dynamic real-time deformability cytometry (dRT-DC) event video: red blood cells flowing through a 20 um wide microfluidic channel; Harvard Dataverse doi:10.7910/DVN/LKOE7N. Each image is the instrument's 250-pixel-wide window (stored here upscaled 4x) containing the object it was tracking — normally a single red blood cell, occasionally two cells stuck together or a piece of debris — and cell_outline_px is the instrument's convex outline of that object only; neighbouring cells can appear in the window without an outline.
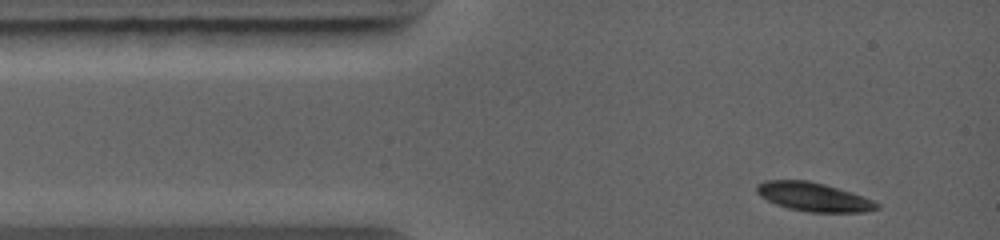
{"species": "common noctule bat (a hibernating species)", "species_latin": "Nyctalus noctula", "temperature_condition": "warm", "stored_images_in_passage": 28, "camera_frame_rate_fps": 5000, "um_per_image_px": 0.085, "animal": {"sex": "female", "body_mass_g": 19.0, "forearm_length_mm": 56.7}, "frame": {"image": 1, "passage_image": 1, "time_ms": 0.0, "image_size_px": [1000, 240], "cell_outline_px": [[880, 208], [864, 212], [808, 212], [788, 208], [776, 204], [760, 196], [756, 192], [756, 184], [764, 180], [808, 180], [824, 184], [852, 192], [872, 200], [880, 204]], "centroid_in_image_um": [69.14, 16.73], "position_along_channel_um": 15.9, "area_um2": 20.17}}
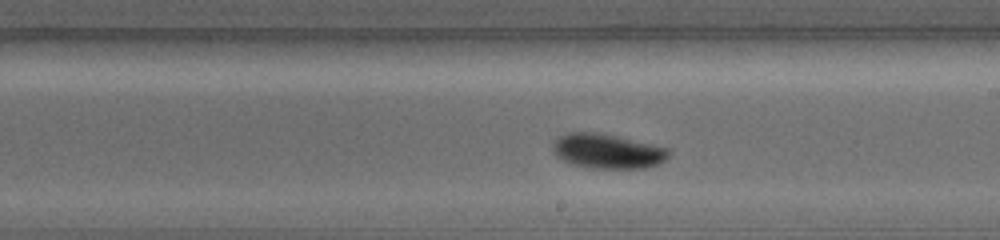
{"frame": {"image": 2, "passage_image": 17, "time_ms": 5.6, "image_size_px": [1000, 240], "cell_outline_px": [[672, 152], [664, 160], [656, 164], [644, 168], [592, 168], [572, 164], [556, 156], [552, 152], [552, 144], [556, 136], [568, 132], [596, 132], [616, 136], [652, 144], [668, 148]], "centroid_in_image_um": [51.58, 12.84], "position_along_channel_um": 237.4, "area_um2": 23.47}}
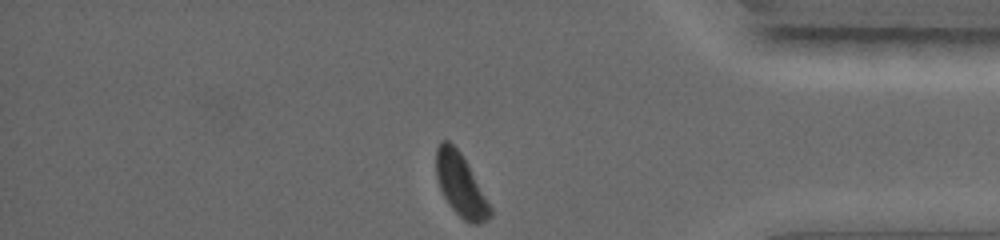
{"frame": {"image": 3, "passage_image": 28, "time_ms": 9.4, "image_size_px": [1000, 240], "cell_outline_px": [[492, 216], [476, 224], [472, 224], [464, 220], [448, 204], [440, 188], [436, 176], [436, 148], [440, 140], [448, 140], [460, 152], [492, 208]], "centroid_in_image_um": [39.13, 15.72], "position_along_channel_um": 396.1, "area_um2": 19.31}}